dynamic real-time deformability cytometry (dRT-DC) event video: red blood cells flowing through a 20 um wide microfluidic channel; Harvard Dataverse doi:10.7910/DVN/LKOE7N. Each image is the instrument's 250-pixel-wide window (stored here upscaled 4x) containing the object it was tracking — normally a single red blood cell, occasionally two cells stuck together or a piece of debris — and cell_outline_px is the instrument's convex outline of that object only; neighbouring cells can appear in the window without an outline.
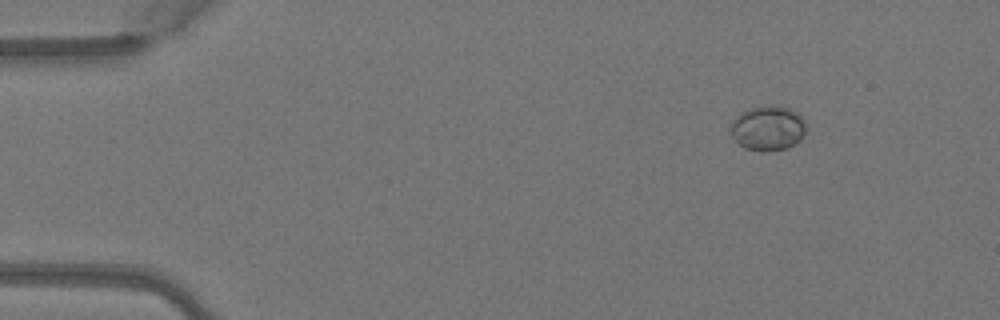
{"species": "Egyptian fruit bat (a non-hibernating species)", "species_latin": "Rousettus aegyptiacus", "temperature_condition": "warm", "stored_images_in_passage": 6, "camera_frame_rate_fps": 3000, "um_per_image_px": 0.085, "animal": {"sex": "female"}, "frame": {"image": 1, "passage_image": 2, "time_ms": 0.333, "image_size_px": [1000, 320], "cell_outline_px": [[808, 128], [800, 140], [784, 148], [768, 152], [760, 152], [744, 148], [732, 136], [732, 124], [744, 112], [752, 108], [788, 108], [796, 112], [808, 124]], "centroid_in_image_um": [65.33, 10.96], "position_along_channel_um": 19.7, "area_um2": 18.9}}
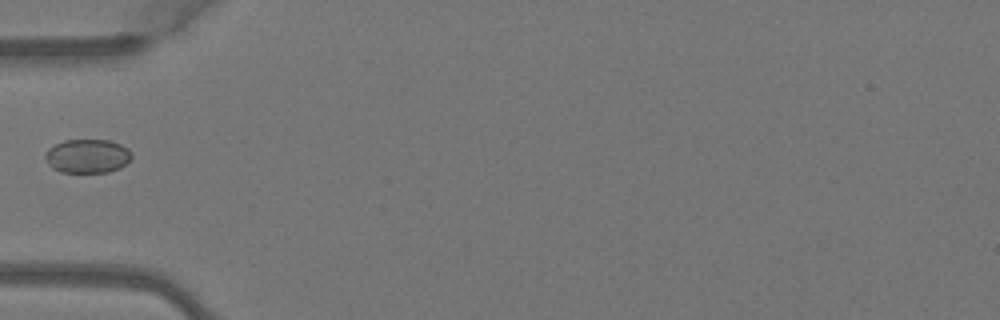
{"frame": {"image": 2, "passage_image": 5, "time_ms": 1.333, "image_size_px": [1000, 320], "cell_outline_px": [[132, 156], [120, 168], [108, 172], [60, 172], [52, 168], [44, 156], [48, 148], [64, 140], [108, 140], [120, 144], [128, 148], [132, 152]], "centroid_in_image_um": [7.43, 13.26], "position_along_channel_um": 77.6, "area_um2": 16.99}}
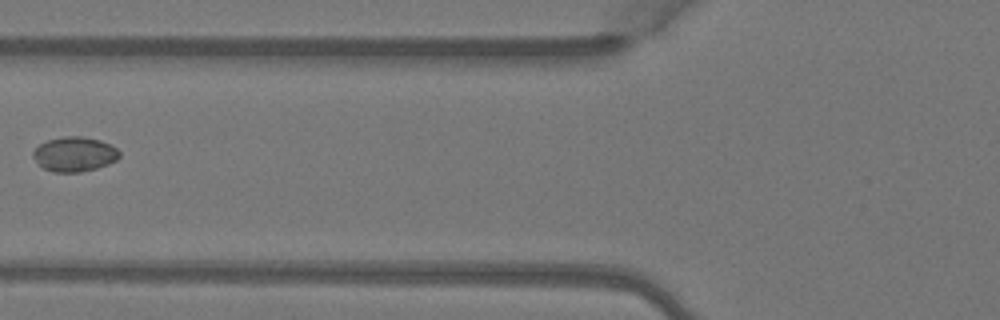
{"frame": {"image": 3, "passage_image": 6, "time_ms": 1.667, "image_size_px": [1000, 320], "cell_outline_px": [[120, 156], [116, 160], [108, 164], [96, 168], [80, 172], [52, 172], [44, 168], [32, 156], [32, 152], [40, 144], [48, 140], [64, 136], [84, 136], [100, 140], [116, 148], [120, 152]], "centroid_in_image_um": [6.33, 13.1], "position_along_channel_um": 119.5, "area_um2": 17.34}}